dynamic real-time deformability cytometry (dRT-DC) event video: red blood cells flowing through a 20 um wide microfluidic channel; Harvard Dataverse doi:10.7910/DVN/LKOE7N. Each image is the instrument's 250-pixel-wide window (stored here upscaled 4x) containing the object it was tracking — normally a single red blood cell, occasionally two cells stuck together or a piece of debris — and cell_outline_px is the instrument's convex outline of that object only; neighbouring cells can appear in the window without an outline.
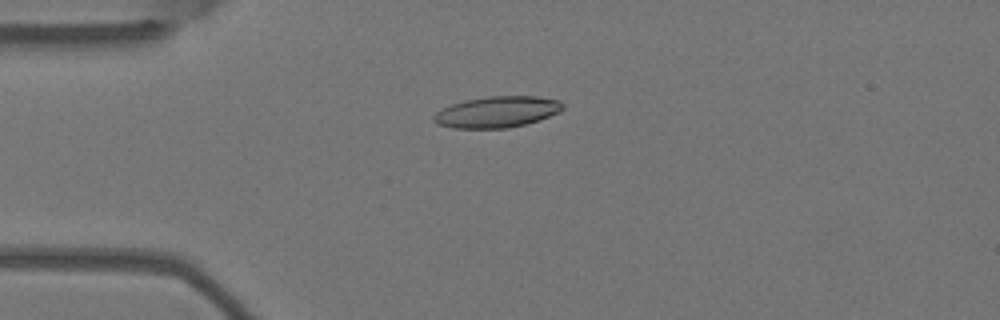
{"species": "Egyptian fruit bat (a non-hibernating species)", "species_latin": "Rousettus aegyptiacus", "temperature_condition": "warm", "stored_images_in_passage": 5, "camera_frame_rate_fps": 3000, "um_per_image_px": 0.085, "animal": {"sex": "female"}, "frame": {"image": 1, "passage_image": 1, "time_ms": 0.0, "image_size_px": [1000, 320], "cell_outline_px": [[564, 108], [560, 112], [540, 120], [508, 128], [452, 128], [436, 124], [432, 120], [432, 116], [436, 112], [452, 104], [468, 100], [488, 96], [536, 96], [560, 100], [564, 104]], "centroid_in_image_um": [42.27, 9.52], "position_along_channel_um": 42.7, "area_um2": 23.52}}
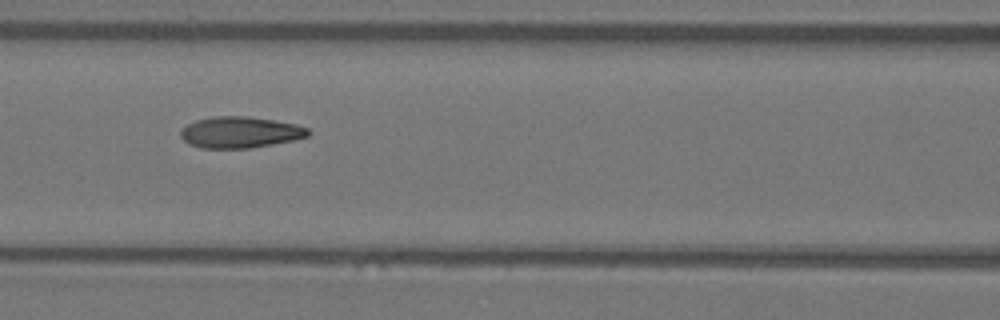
{"frame": {"image": 2, "passage_image": 4, "time_ms": 1.0, "image_size_px": [1000, 320], "cell_outline_px": [[312, 132], [308, 136], [296, 140], [248, 148], [200, 148], [188, 144], [180, 136], [180, 132], [188, 124], [196, 120], [212, 116], [248, 116], [296, 124], [308, 128]], "centroid_in_image_um": [20.42, 11.24], "position_along_channel_um": 146.2, "area_um2": 23.29}}
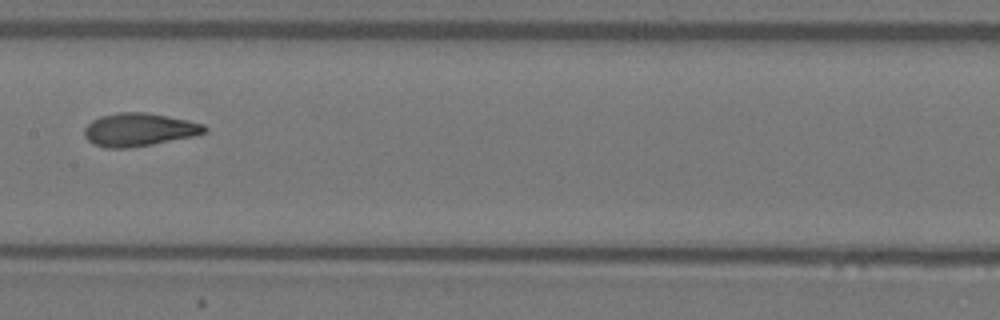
{"frame": {"image": 3, "passage_image": 5, "time_ms": 1.333, "image_size_px": [1000, 320], "cell_outline_px": [[208, 132], [196, 136], [152, 144], [128, 148], [104, 148], [92, 144], [84, 136], [84, 128], [92, 120], [100, 116], [120, 112], [144, 112], [188, 120], [204, 124], [208, 128]], "centroid_in_image_um": [11.83, 11.03], "position_along_channel_um": 195.6, "area_um2": 23.35}}